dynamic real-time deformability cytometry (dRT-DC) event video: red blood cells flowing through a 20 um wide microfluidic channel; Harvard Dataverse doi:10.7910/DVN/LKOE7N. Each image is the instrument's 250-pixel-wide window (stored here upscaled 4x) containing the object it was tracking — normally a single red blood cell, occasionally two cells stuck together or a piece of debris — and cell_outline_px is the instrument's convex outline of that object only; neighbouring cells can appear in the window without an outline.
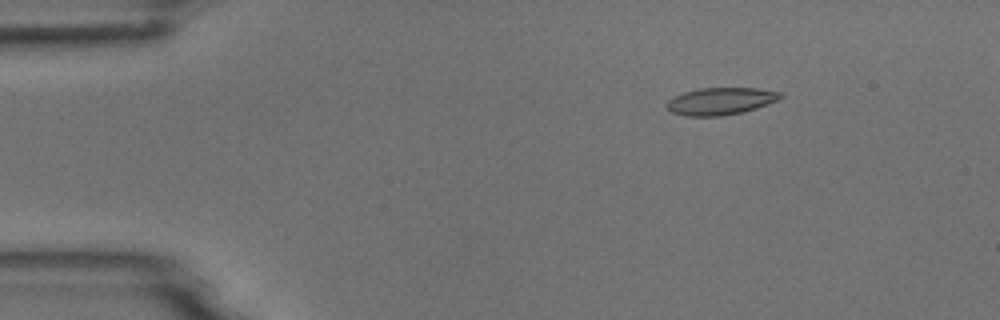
{"species": "common noctule bat (a hibernating species)", "species_latin": "Nyctalus noctula", "temperature_condition": "room temperature", "stored_images_in_passage": 5, "camera_frame_rate_fps": 3000, "um_per_image_px": 0.085, "animal": {"sex": "male", "body_mass_g": 18.8}, "frame": {"image": 1, "passage_image": 3, "time_ms": 2.333, "image_size_px": [1000, 320], "cell_outline_px": [[784, 96], [780, 100], [744, 112], [720, 116], [684, 116], [672, 112], [664, 104], [672, 96], [684, 92], [700, 88], [760, 88], [784, 92]], "centroid_in_image_um": [61.29, 8.59], "position_along_channel_um": 23.7, "area_um2": 18.38}}